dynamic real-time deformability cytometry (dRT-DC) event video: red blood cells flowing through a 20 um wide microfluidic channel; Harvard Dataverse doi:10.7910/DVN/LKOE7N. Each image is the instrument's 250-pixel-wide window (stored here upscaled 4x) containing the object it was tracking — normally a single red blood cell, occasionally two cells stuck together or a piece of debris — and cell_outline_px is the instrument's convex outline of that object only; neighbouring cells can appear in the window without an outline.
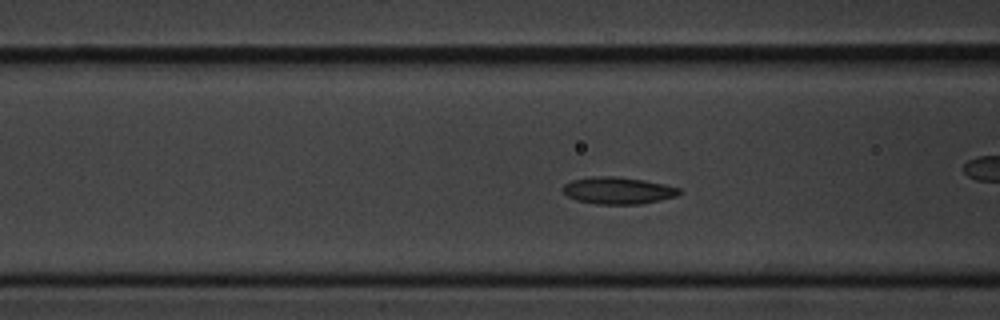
{"species": "common noctule bat (a hibernating species)", "species_latin": "Nyctalus noctula", "temperature_condition": "cold", "stored_images_in_passage": 54, "camera_frame_rate_fps": 3000, "um_per_image_px": 0.085, "animal": {"sex": "male", "body_mass_g": 20.1, "forearm_length_mm": 53.5}, "frame": {"image": 1, "passage_image": 19, "time_ms": 6.0, "image_size_px": [1000, 320], "cell_outline_px": [[680, 192], [676, 196], [660, 200], [640, 204], [596, 204], [576, 200], [568, 196], [560, 188], [564, 184], [572, 180], [592, 176], [616, 176], [644, 180], [664, 184], [680, 188]], "centroid_in_image_um": [52.5, 16.19], "position_along_channel_um": 114.1, "area_um2": 18.32}}
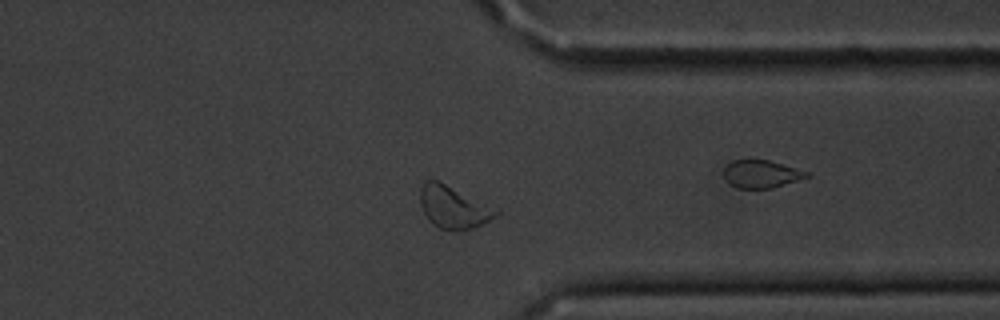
{"frame": {"image": 2, "passage_image": 41, "time_ms": 13.333, "image_size_px": [1000, 320], "cell_outline_px": [[500, 212], [496, 216], [472, 228], [460, 232], [440, 228], [432, 224], [428, 220], [420, 204], [420, 188], [424, 180], [436, 180], [500, 208]], "centroid_in_image_um": [38.56, 17.61], "position_along_channel_um": 372.8, "area_um2": 18.96}}
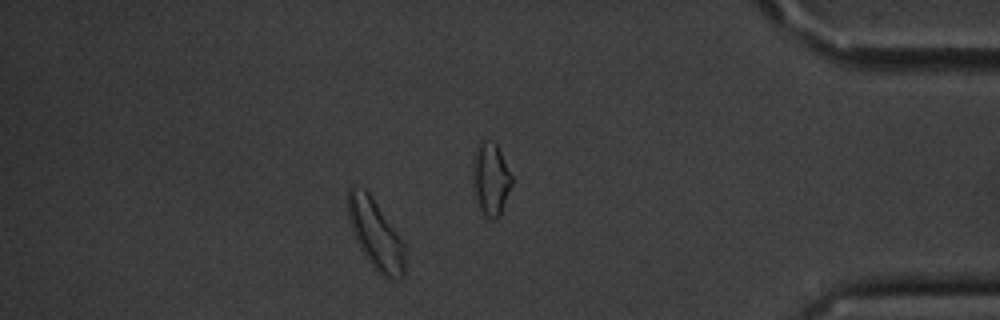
{"frame": {"image": 3, "passage_image": 47, "time_ms": 15.333, "image_size_px": [1000, 320], "cell_outline_px": [[404, 276], [384, 276], [368, 260], [360, 248], [352, 232], [348, 220], [348, 188], [352, 184], [364, 188], [372, 196], [404, 244]], "centroid_in_image_um": [31.87, 19.82], "position_along_channel_um": 403.3, "area_um2": 22.48}, "authors_computed_cell_mechanics": {"area_um2": 18.1492, "velocity_mm_per_s": 3.5645, "shape_relaxation_time_tau1_ms": null, "shape_relaxation_time_tau2_ms": 7.8127, "deformation_change_tau1": null, "deformation_change_tau2": 0.1328}}